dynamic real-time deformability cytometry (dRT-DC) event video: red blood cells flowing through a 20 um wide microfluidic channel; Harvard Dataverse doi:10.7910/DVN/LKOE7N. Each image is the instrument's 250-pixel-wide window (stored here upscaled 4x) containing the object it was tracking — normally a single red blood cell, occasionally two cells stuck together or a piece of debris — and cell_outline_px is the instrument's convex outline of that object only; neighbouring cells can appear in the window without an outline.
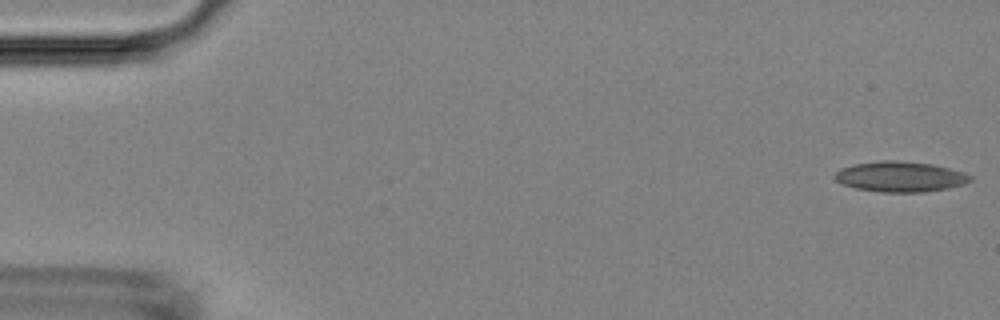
{"species": "Egyptian fruit bat (a non-hibernating species)", "species_latin": "Rousettus aegyptiacus", "temperature_condition": "room temperature", "stored_images_in_passage": 5, "camera_frame_rate_fps": 3000, "um_per_image_px": 0.085, "animal": {"sex": "female"}, "frame": {"image": 1, "passage_image": 1, "time_ms": 0.0, "image_size_px": [1000, 320], "cell_outline_px": [[972, 180], [964, 184], [948, 188], [924, 192], [884, 192], [856, 188], [844, 184], [836, 180], [832, 176], [840, 168], [852, 164], [884, 160], [896, 160], [932, 164], [964, 172], [972, 176]], "centroid_in_image_um": [76.52, 15.01], "position_along_channel_um": 8.5, "area_um2": 23.99}}
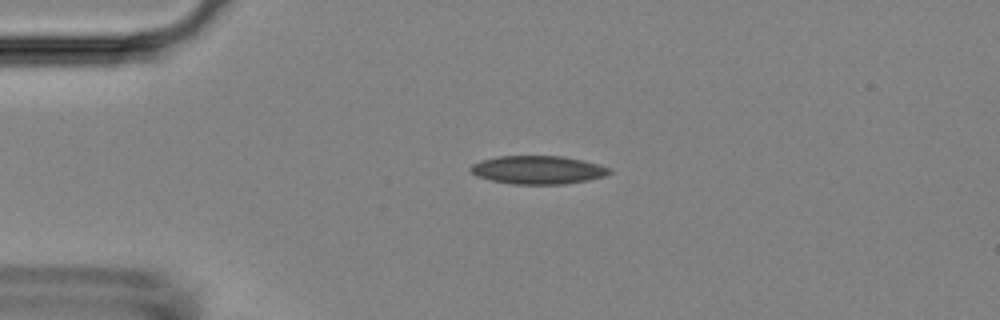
{"frame": {"image": 2, "passage_image": 4, "time_ms": 1.0, "image_size_px": [1000, 320], "cell_outline_px": [[612, 172], [604, 176], [588, 180], [564, 184], [512, 184], [492, 180], [476, 176], [468, 172], [468, 168], [472, 164], [480, 160], [500, 156], [564, 156], [584, 160], [600, 164], [612, 168]], "centroid_in_image_um": [45.72, 14.43], "position_along_channel_um": 39.3, "area_um2": 23.18}}